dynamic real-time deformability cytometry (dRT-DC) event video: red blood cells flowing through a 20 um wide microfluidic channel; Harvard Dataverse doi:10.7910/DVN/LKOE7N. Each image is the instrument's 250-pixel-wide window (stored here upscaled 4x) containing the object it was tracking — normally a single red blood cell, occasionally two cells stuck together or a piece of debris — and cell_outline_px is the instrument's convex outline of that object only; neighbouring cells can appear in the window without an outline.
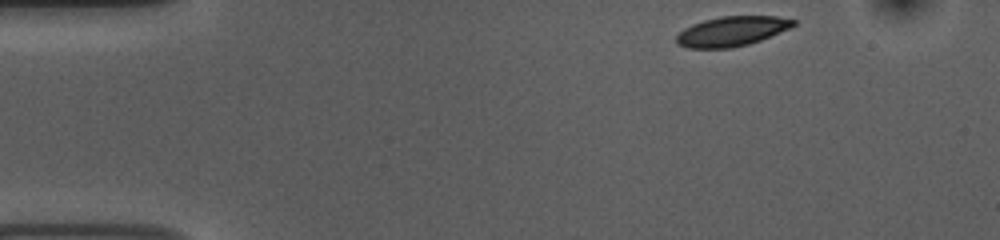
{"species": "common noctule bat (a hibernating species)", "species_latin": "Nyctalus noctula", "temperature_condition": "room temperature", "stored_images_in_passage": 48, "camera_frame_rate_fps": 3000, "um_per_image_px": 0.085, "animal": {"sex": "female", "body_mass_g": 10.0, "forearm_length_mm": 53.1}, "frame": {"image": 1, "passage_image": 1, "time_ms": 0.0, "image_size_px": [1000, 240], "cell_outline_px": [[796, 24], [788, 28], [760, 40], [748, 44], [732, 48], [688, 48], [676, 44], [676, 36], [684, 28], [692, 24], [704, 20], [720, 16], [776, 16], [796, 20]], "centroid_in_image_um": [62.16, 2.66], "position_along_channel_um": 22.8, "area_um2": 20.17}}
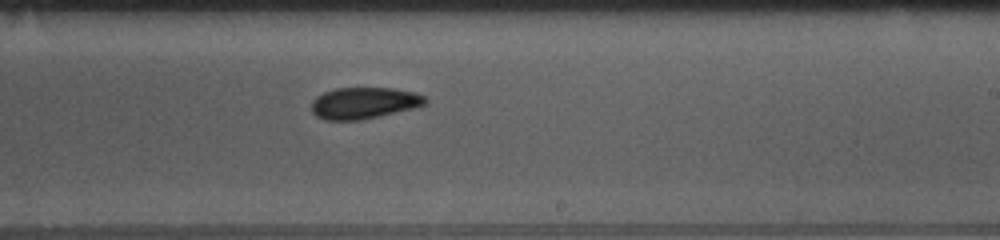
{"frame": {"image": 2, "passage_image": 26, "time_ms": 8.333, "image_size_px": [1000, 240], "cell_outline_px": [[428, 100], [424, 104], [412, 108], [380, 116], [360, 120], [324, 120], [316, 116], [312, 112], [312, 100], [316, 96], [324, 92], [336, 88], [392, 88], [416, 92], [424, 96]], "centroid_in_image_um": [30.91, 8.75], "position_along_channel_um": 258.1, "area_um2": 20.87}}
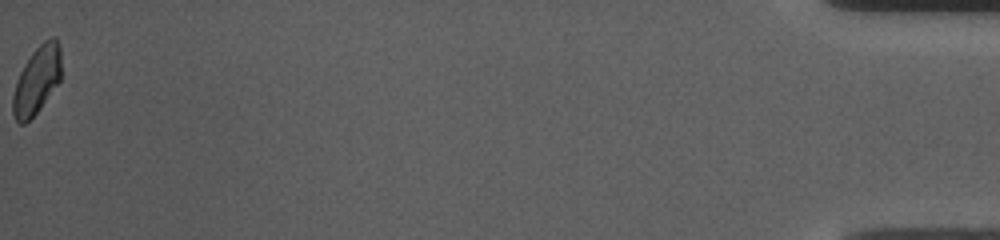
{"frame": {"image": 3, "passage_image": 48, "time_ms": 15.667, "image_size_px": [1000, 240], "cell_outline_px": [[60, 80], [40, 108], [24, 124], [20, 124], [16, 120], [12, 112], [12, 96], [16, 80], [24, 64], [32, 52], [44, 40], [52, 36], [56, 36], [60, 44]], "centroid_in_image_um": [3.12, 6.78], "position_along_channel_um": 432.1, "area_um2": 19.02}, "authors_computed_cell_mechanics": {"area_um2": 20.8658, "velocity_mm_per_s": 3.7153, "shape_relaxation_time_tau1_ms": 3.3587, "shape_relaxation_time_tau2_ms": null, "deformation_change_tau1": 0.1055, "deformation_change_tau2": null}}